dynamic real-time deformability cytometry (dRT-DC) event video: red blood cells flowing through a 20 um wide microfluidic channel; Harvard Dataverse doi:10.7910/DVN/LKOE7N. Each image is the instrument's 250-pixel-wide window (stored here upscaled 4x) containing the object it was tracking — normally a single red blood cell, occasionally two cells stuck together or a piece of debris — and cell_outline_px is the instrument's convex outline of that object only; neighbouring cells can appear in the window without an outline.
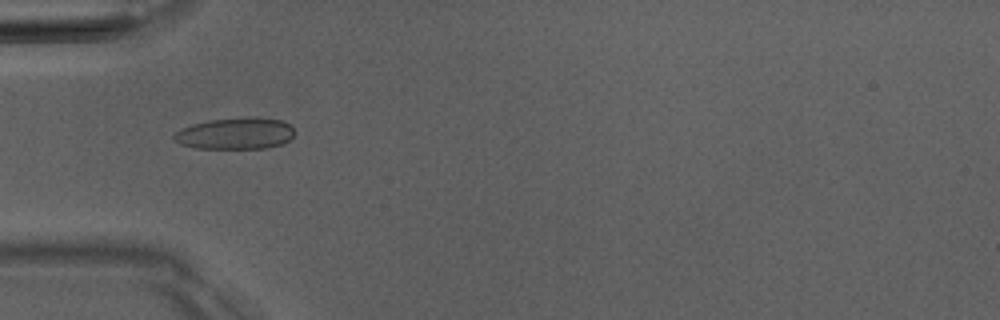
{"species": "Egyptian fruit bat (a non-hibernating species)", "species_latin": "Rousettus aegyptiacus", "temperature_condition": "room temperature", "stored_images_in_passage": 7, "camera_frame_rate_fps": 3000, "um_per_image_px": 0.085, "animal": {"sex": "male"}, "frame": {"image": 1, "passage_image": 5, "time_ms": 4.667, "image_size_px": [1000, 320], "cell_outline_px": [[292, 136], [288, 140], [280, 144], [264, 148], [196, 148], [180, 144], [172, 136], [180, 128], [192, 124], [208, 120], [280, 120], [288, 124], [292, 128]], "centroid_in_image_um": [19.91, 11.39], "position_along_channel_um": 65.1, "area_um2": 20.98}}
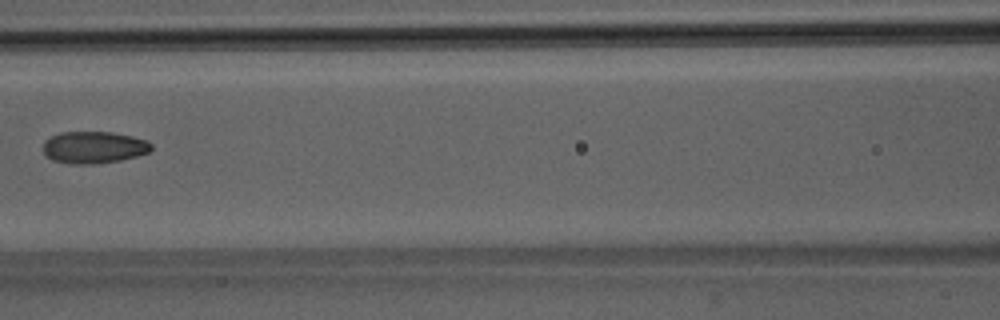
{"frame": {"image": 2, "passage_image": 7, "time_ms": 7.0, "image_size_px": [1000, 320], "cell_outline_px": [[152, 148], [148, 152], [136, 156], [120, 160], [92, 164], [72, 164], [52, 160], [44, 156], [44, 140], [60, 132], [112, 132], [132, 136], [148, 140], [152, 144]], "centroid_in_image_um": [7.96, 12.52], "position_along_channel_um": 158.6, "area_um2": 20.23}}